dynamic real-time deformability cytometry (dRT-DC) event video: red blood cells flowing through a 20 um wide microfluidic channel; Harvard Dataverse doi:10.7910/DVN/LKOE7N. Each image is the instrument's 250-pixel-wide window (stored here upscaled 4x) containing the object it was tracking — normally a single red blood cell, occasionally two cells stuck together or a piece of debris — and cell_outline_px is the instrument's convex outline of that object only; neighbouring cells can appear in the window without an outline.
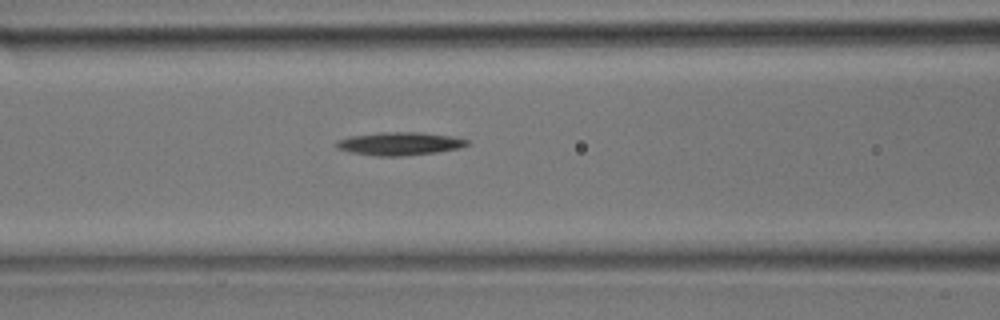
{"species": "common noctule bat (a hibernating species)", "species_latin": "Nyctalus noctula", "temperature_condition": "room temperature", "stored_images_in_passage": 35, "camera_frame_rate_fps": 3000, "um_per_image_px": 0.085, "animal": {"sex": "male", "body_mass_g": 17.9}, "frame": {"image": 1, "passage_image": 14, "time_ms": 4.333, "image_size_px": [1000, 320], "cell_outline_px": [[468, 144], [460, 148], [436, 152], [404, 156], [376, 156], [348, 152], [336, 148], [336, 140], [348, 136], [380, 132], [420, 132], [448, 136], [468, 140]], "centroid_in_image_um": [33.88, 12.21], "position_along_channel_um": 132.7, "area_um2": 17.63}}
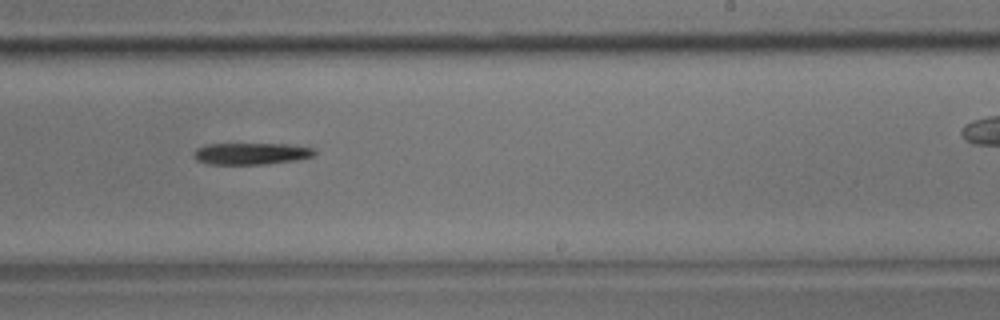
{"frame": {"image": 2, "passage_image": 21, "time_ms": 6.667, "image_size_px": [1000, 320], "cell_outline_px": [[316, 152], [312, 156], [296, 160], [268, 164], [208, 164], [196, 160], [192, 156], [196, 148], [208, 144], [284, 144], [312, 148]], "centroid_in_image_um": [21.29, 13.06], "position_along_channel_um": 267.7, "area_um2": 15.2}}
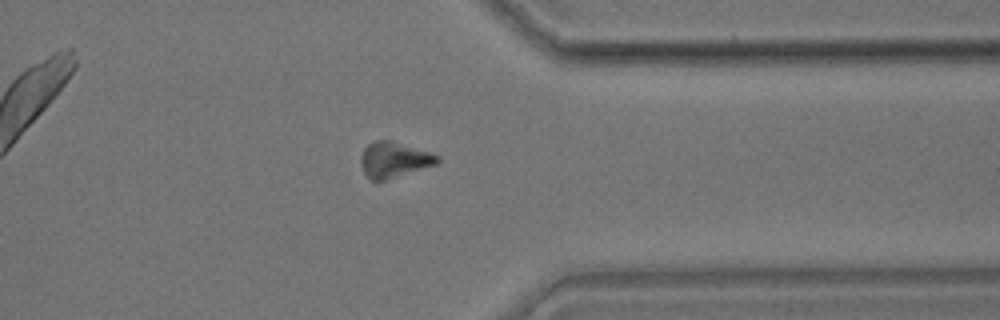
{"frame": {"image": 3, "passage_image": 27, "time_ms": 8.667, "image_size_px": [1000, 320], "cell_outline_px": [[440, 160], [436, 164], [384, 180], [372, 180], [364, 172], [360, 164], [360, 156], [364, 148], [372, 140], [388, 140], [428, 152], [440, 156]], "centroid_in_image_um": [33.45, 13.57], "position_along_channel_um": 378.0, "area_um2": 15.49}}